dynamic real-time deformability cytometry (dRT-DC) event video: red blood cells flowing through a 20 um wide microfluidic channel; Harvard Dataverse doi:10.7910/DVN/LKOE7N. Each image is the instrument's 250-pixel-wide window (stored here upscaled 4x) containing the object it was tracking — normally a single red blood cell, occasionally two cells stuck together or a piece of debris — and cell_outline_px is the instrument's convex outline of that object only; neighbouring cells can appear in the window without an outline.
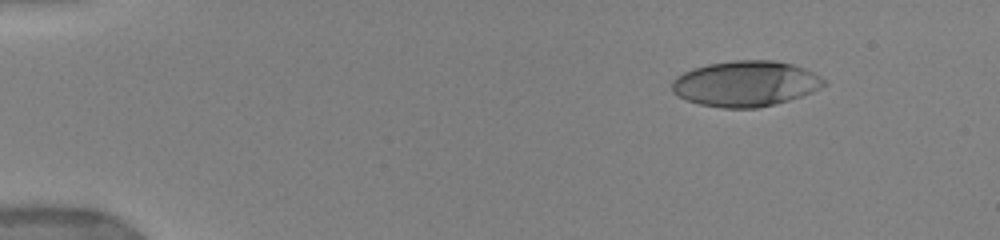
{"species": "human", "species_latin": "Homo sapiens", "temperature_condition": "warm", "stored_images_in_passage": 14, "camera_frame_rate_fps": 3000, "um_per_image_px": 0.085, "donor": {"sex": "female"}, "frame": {"image": 1, "passage_image": 1, "time_ms": 0.0, "image_size_px": [1000, 240], "cell_outline_px": [[828, 84], [812, 92], [788, 100], [756, 108], [724, 108], [700, 104], [688, 100], [672, 92], [672, 80], [676, 76], [692, 68], [708, 64], [736, 60], [772, 60], [792, 64], [804, 68], [828, 80]], "centroid_in_image_um": [63.39, 7.1], "position_along_channel_um": 21.6, "area_um2": 40.29}}
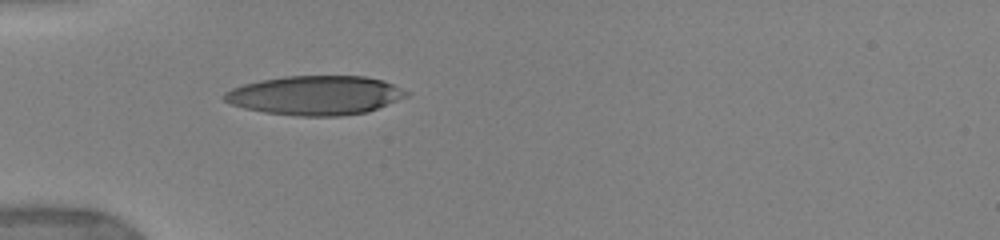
{"frame": {"image": 2, "passage_image": 7, "time_ms": 3.333, "image_size_px": [1000, 240], "cell_outline_px": [[408, 96], [368, 112], [340, 116], [300, 116], [264, 112], [244, 108], [232, 104], [224, 100], [220, 96], [224, 92], [232, 88], [244, 84], [260, 80], [284, 76], [364, 76], [384, 80], [408, 92]], "centroid_in_image_um": [26.78, 8.1], "position_along_channel_um": 58.2, "area_um2": 41.62}}